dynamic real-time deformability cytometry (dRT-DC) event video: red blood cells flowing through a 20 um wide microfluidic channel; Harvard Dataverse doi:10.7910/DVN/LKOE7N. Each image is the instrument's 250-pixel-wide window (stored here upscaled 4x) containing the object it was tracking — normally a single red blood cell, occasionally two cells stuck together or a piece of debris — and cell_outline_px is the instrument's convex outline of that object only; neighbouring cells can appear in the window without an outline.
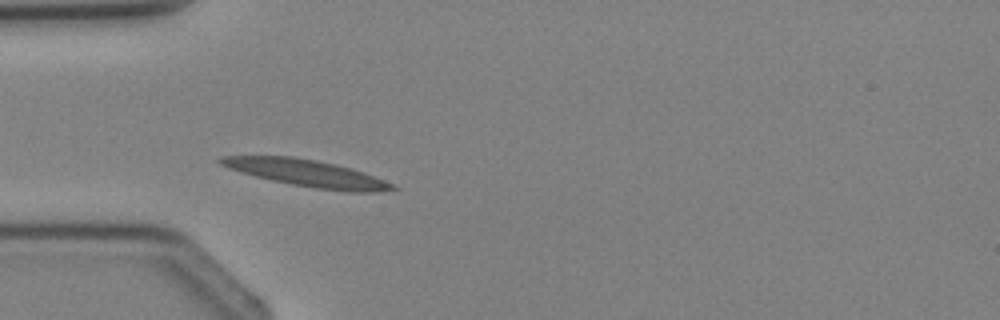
{"species": "Egyptian fruit bat (a non-hibernating species)", "species_latin": "Rousettus aegyptiacus", "temperature_condition": "cold", "stored_images_in_passage": 1, "camera_frame_rate_fps": 3000, "um_per_image_px": 0.085, "animal": {"sex": "female"}, "frame": {"image": 1, "passage_image": 1, "time_ms": 0.0, "image_size_px": [1000, 320], "cell_outline_px": [[400, 188], [380, 192], [344, 192], [316, 188], [292, 184], [272, 180], [240, 172], [228, 168], [220, 164], [216, 160], [224, 156], [292, 156], [316, 160], [348, 168], [384, 180]], "centroid_in_image_um": [26.06, 14.73], "position_along_channel_um": 58.9, "area_um2": 26.47}}